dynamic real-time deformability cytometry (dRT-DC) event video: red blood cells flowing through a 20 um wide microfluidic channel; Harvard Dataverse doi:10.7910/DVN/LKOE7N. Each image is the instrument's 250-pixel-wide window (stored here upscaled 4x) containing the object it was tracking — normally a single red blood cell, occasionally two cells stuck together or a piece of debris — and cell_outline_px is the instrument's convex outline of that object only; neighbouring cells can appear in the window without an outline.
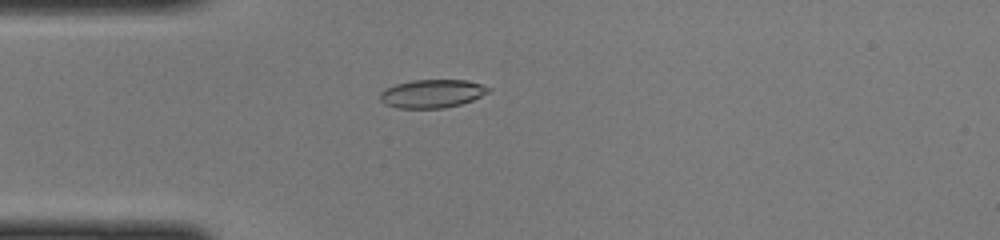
{"species": "common noctule bat (a hibernating species)", "species_latin": "Nyctalus noctula", "temperature_condition": "cold", "stored_images_in_passage": 40, "camera_frame_rate_fps": 3000, "um_per_image_px": 0.085, "animal": {"sex": "female", "body_mass_g": 22.0, "forearm_length_mm": 56.7}, "frame": {"image": 1, "passage_image": 6, "time_ms": 1.667, "image_size_px": [1000, 240], "cell_outline_px": [[492, 88], [488, 92], [472, 100], [460, 104], [444, 108], [396, 108], [384, 104], [380, 100], [380, 92], [384, 88], [396, 84], [412, 80], [468, 80]], "centroid_in_image_um": [36.69, 7.96], "position_along_channel_um": 48.3, "area_um2": 17.92}}
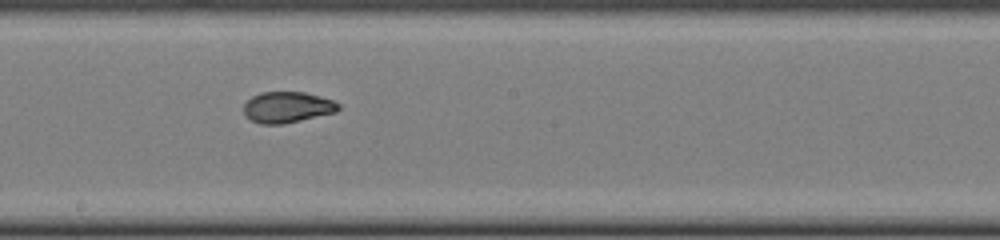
{"frame": {"image": 2, "passage_image": 19, "time_ms": 6.0, "image_size_px": [1000, 240], "cell_outline_px": [[340, 108], [336, 112], [284, 124], [260, 124], [244, 116], [244, 104], [252, 96], [260, 92], [304, 92], [332, 100], [340, 104]], "centroid_in_image_um": [24.4, 9.12], "position_along_channel_um": 223.8, "area_um2": 17.11}}
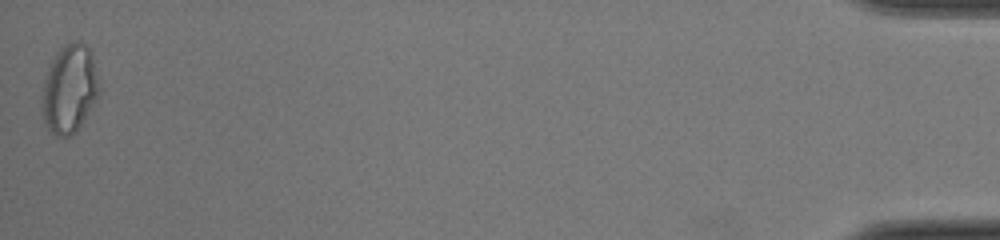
{"frame": {"image": 3, "passage_image": 40, "time_ms": 13.0, "image_size_px": [1000, 240], "cell_outline_px": [[100, 92], [96, 100], [76, 132], [72, 136], [56, 136], [48, 128], [44, 120], [40, 100], [44, 80], [48, 68], [56, 52], [60, 48], [72, 40], [80, 40], [92, 52], [100, 88]], "centroid_in_image_um": [5.9, 7.54], "position_along_channel_um": 429.3, "area_um2": 29.71}}